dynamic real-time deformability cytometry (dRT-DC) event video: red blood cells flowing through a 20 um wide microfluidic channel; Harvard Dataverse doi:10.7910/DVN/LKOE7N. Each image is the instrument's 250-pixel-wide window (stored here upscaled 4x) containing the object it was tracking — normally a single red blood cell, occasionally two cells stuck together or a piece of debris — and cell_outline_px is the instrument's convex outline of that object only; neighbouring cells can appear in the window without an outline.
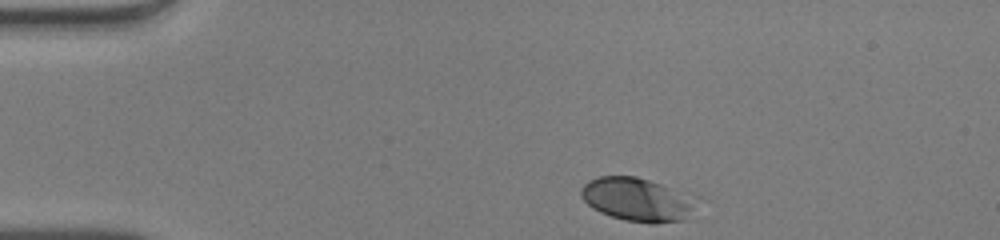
{"species": "human", "species_latin": "Homo sapiens", "temperature_condition": "warm", "stored_images_in_passage": 34, "camera_frame_rate_fps": 3000, "um_per_image_px": 0.085, "donor": {"sex": "male"}, "frame": {"image": 1, "passage_image": 1, "time_ms": 0.0, "image_size_px": [1000, 240], "cell_outline_px": [[704, 196], [684, 220], [652, 224], [624, 220], [600, 212], [592, 208], [580, 196], [580, 188], [588, 180], [600, 176], [636, 176]], "centroid_in_image_um": [54.27, 16.94], "position_along_channel_um": 30.7, "area_um2": 30.17}}
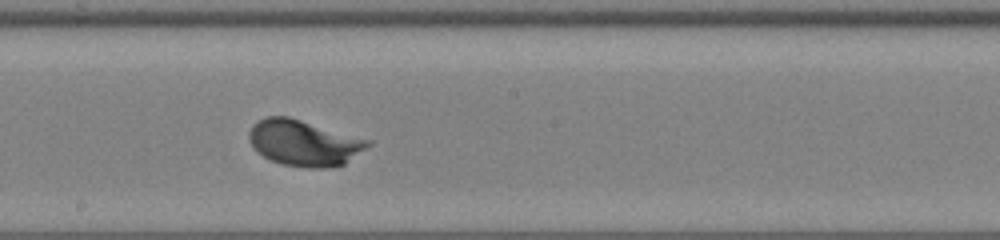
{"frame": {"image": 2, "passage_image": 20, "time_ms": 6.333, "image_size_px": [1000, 240], "cell_outline_px": [[372, 144], [344, 164], [332, 168], [308, 168], [280, 164], [264, 156], [252, 144], [248, 136], [248, 132], [252, 124], [264, 116], [288, 116], [372, 140]], "centroid_in_image_um": [25.86, 12.14], "position_along_channel_um": 222.3, "area_um2": 31.91}}
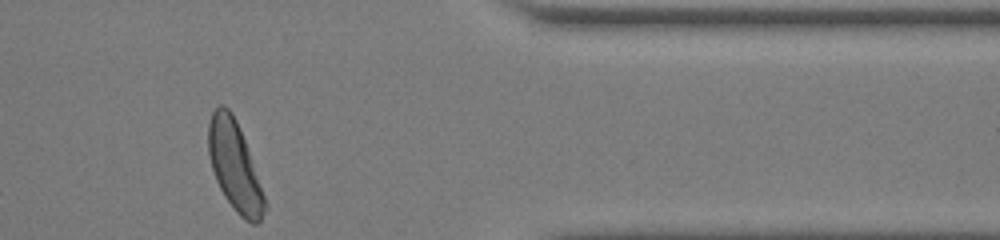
{"frame": {"image": 3, "passage_image": 34, "time_ms": 11.0, "image_size_px": [1000, 240], "cell_outline_px": [[268, 208], [260, 220], [256, 224], [252, 224], [244, 220], [232, 208], [224, 196], [216, 180], [208, 156], [208, 124], [212, 112], [220, 104], [224, 104], [232, 112], [236, 120], [244, 140], [268, 204]], "centroid_in_image_um": [19.94, 14.15], "position_along_channel_um": 391.5, "area_um2": 29.3}, "authors_computed_cell_mechanics": {"area_um2": 29.5936, "velocity_mm_per_s": 4.047, "shape_relaxation_time_tau1_ms": 1.3859, "shape_relaxation_time_tau2_ms": null, "deformation_change_tau1": 0.1467, "deformation_change_tau2": null}}